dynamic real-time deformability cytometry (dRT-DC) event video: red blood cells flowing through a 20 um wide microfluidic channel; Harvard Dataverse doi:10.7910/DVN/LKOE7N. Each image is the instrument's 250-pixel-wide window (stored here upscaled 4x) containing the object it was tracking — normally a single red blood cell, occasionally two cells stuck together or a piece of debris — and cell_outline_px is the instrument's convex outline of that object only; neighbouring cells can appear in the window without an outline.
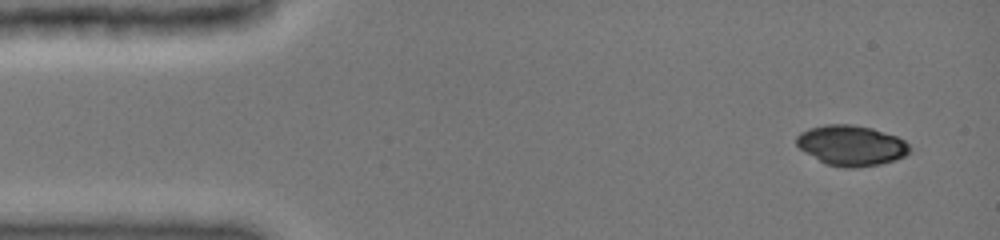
{"species": "common noctule bat (a hibernating species)", "species_latin": "Nyctalus noctula", "temperature_condition": "cold", "stored_images_in_passage": 45, "camera_frame_rate_fps": 3000, "um_per_image_px": 0.085, "animal": {"sex": "female", "body_mass_g": 19.0, "forearm_length_mm": 51.5}, "frame": {"image": 1, "passage_image": 1, "time_ms": 0.0, "image_size_px": [1000, 240], "cell_outline_px": [[908, 152], [904, 156], [896, 160], [880, 164], [856, 168], [844, 168], [824, 164], [804, 152], [796, 144], [796, 136], [800, 132], [808, 128], [824, 124], [852, 124], [872, 128], [896, 136], [904, 140], [908, 144]], "centroid_in_image_um": [72.31, 12.37], "position_along_channel_um": 12.7, "area_um2": 26.82}}
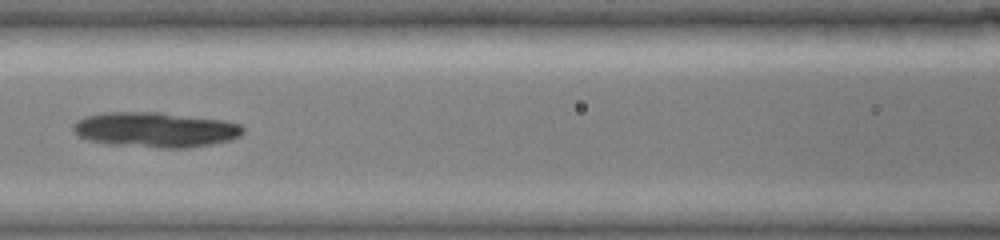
{"frame": {"image": 2, "passage_image": 19, "time_ms": 6.0, "image_size_px": [1000, 240], "cell_outline_px": [[244, 132], [240, 136], [232, 140], [212, 144], [188, 148], [160, 148], [108, 144], [88, 140], [72, 132], [72, 124], [76, 120], [84, 116], [104, 112], [160, 112], [224, 120], [240, 124], [244, 128]], "centroid_in_image_um": [13.2, 11.02], "position_along_channel_um": 153.4, "area_um2": 35.2}}
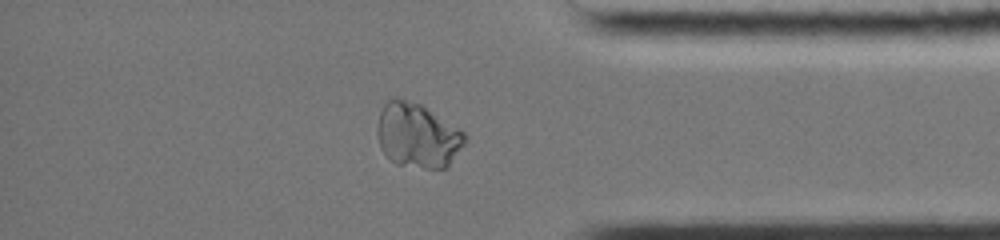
{"frame": {"image": 3, "passage_image": 38, "time_ms": 12.333, "image_size_px": [1000, 240], "cell_outline_px": [[464, 144], [448, 168], [424, 168], [396, 164], [380, 148], [376, 132], [376, 128], [380, 112], [384, 104], [388, 100], [404, 100], [420, 104], [464, 132]], "centroid_in_image_um": [35.47, 11.55], "position_along_channel_um": 399.7, "area_um2": 32.43}}